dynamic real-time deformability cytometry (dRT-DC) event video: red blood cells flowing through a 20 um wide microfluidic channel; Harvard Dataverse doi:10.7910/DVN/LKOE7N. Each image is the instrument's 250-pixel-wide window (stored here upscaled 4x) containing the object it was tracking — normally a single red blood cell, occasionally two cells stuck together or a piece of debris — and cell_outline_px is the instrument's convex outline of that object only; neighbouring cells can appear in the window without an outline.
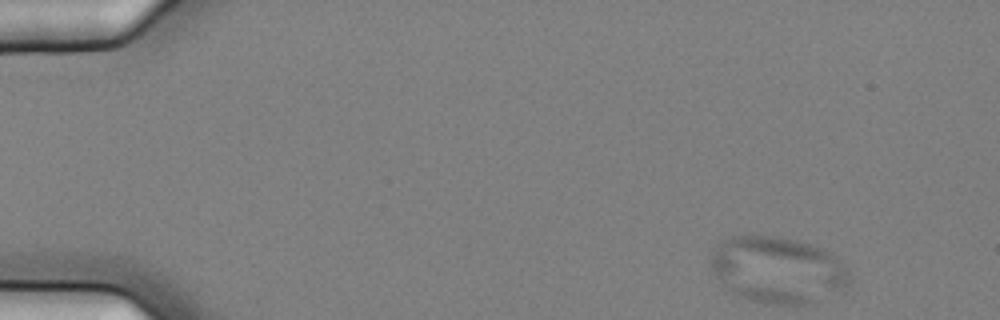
{"species": "common noctule bat (a hibernating species)", "species_latin": "Nyctalus noctula", "temperature_condition": "cold", "stored_images_in_passage": 52, "camera_frame_rate_fps": 3000, "um_per_image_px": 0.085, "animal": {"sex": "female", "body_mass_g": 25.1}, "frame": {"image": 1, "passage_image": 1, "time_ms": 0.0, "image_size_px": [1000, 320], "cell_outline_px": [[852, 280], [844, 292], [816, 304], [776, 304], [752, 300], [736, 296], [728, 292], [716, 276], [708, 260], [708, 256], [716, 244], [720, 240], [732, 236], [748, 232], [776, 236], [796, 240], [812, 244], [824, 248], [832, 252], [848, 268], [852, 276]], "centroid_in_image_um": [66.13, 22.92], "position_along_channel_um": 18.9, "area_um2": 56.07}}
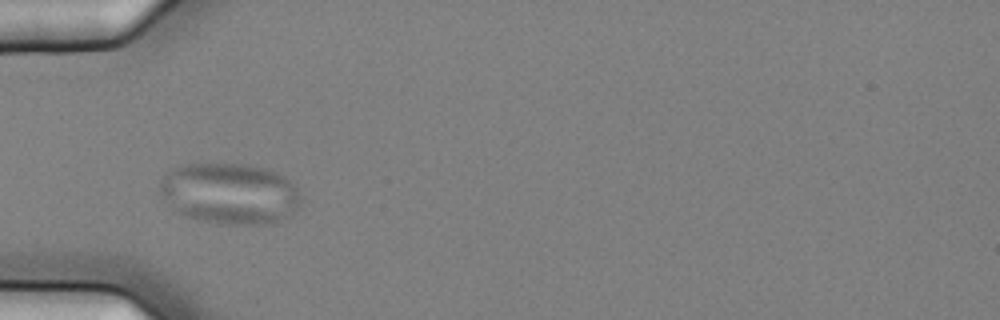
{"frame": {"image": 2, "passage_image": 14, "time_ms": 4.333, "image_size_px": [1000, 320], "cell_outline_px": [[300, 208], [288, 216], [272, 224], [224, 224], [204, 220], [172, 212], [164, 200], [160, 192], [160, 180], [176, 164], [248, 164], [268, 168], [284, 176], [300, 192]], "centroid_in_image_um": [19.51, 16.44], "position_along_channel_um": 65.5, "area_um2": 50.75}}
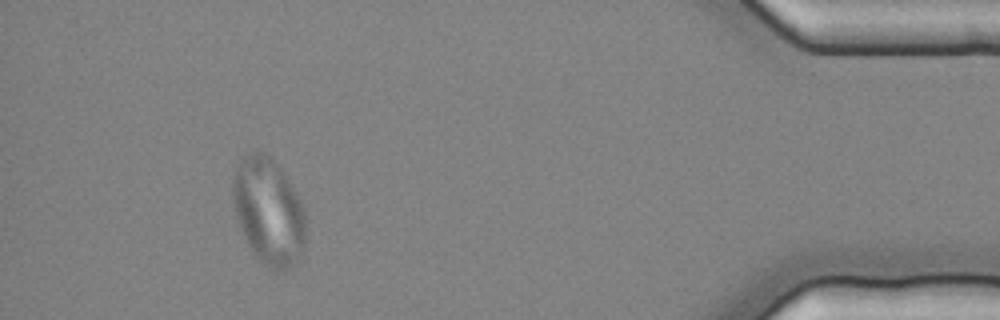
{"frame": {"image": 3, "passage_image": 48, "time_ms": 15.667, "image_size_px": [1000, 320], "cell_outline_px": [[304, 244], [300, 256], [292, 264], [284, 268], [268, 268], [252, 252], [248, 244], [236, 216], [232, 196], [232, 176], [236, 168], [244, 156], [248, 152], [260, 152], [272, 156], [280, 168], [300, 200], [304, 208]], "centroid_in_image_um": [22.8, 17.91], "position_along_channel_um": 412.4, "area_um2": 44.56}}